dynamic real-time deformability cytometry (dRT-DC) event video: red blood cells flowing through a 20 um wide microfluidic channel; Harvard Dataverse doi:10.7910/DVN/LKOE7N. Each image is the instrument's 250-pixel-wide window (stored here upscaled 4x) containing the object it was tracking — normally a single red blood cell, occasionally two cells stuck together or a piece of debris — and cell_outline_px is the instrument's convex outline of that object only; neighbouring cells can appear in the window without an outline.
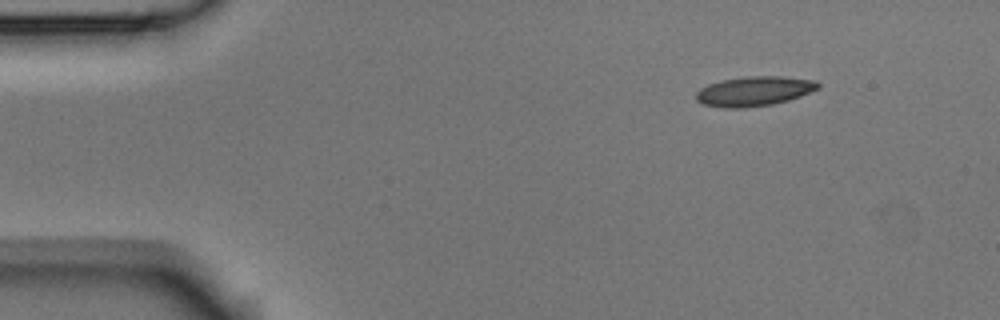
{"species": "Egyptian fruit bat (a non-hibernating species)", "species_latin": "Rousettus aegyptiacus", "temperature_condition": "room temperature", "stored_images_in_passage": 5, "segment_of_instrument_passage": [2, 2], "camera_frame_rate_fps": 3000, "um_per_image_px": 0.085, "animal": {"sex": "male"}, "frame": {"image": 1, "passage_image": 5, "time_ms": 1.333, "image_size_px": [1000, 320], "cell_outline_px": [[820, 88], [800, 96], [788, 100], [772, 104], [740, 108], [724, 108], [704, 104], [696, 100], [696, 92], [700, 88], [708, 84], [720, 80], [744, 76], [784, 76], [816, 80], [820, 84]], "centroid_in_image_um": [64.11, 7.73], "position_along_channel_um": 20.9, "area_um2": 21.21}}